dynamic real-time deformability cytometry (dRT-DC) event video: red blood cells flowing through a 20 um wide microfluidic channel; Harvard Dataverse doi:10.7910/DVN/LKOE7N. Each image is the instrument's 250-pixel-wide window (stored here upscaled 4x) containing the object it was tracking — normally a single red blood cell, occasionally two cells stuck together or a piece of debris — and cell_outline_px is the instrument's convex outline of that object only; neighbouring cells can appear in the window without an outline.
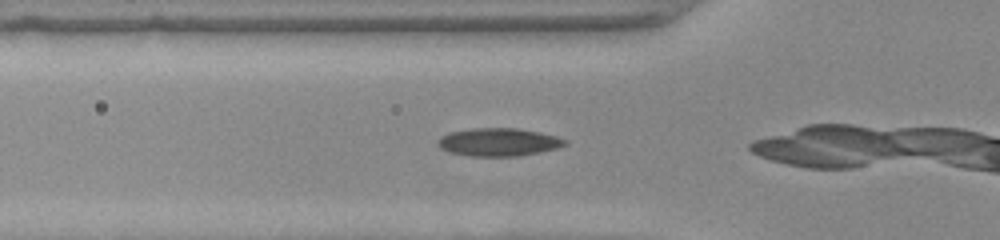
{"species": "common noctule bat (a hibernating species)", "species_latin": "Nyctalus noctula", "temperature_condition": "warm", "stored_images_in_passage": 7, "camera_frame_rate_fps": 3000, "um_per_image_px": 0.085, "animal": {"sex": "female", "body_mass_g": 22.0, "forearm_length_mm": 56.7}, "frame": {"image": 1, "passage_image": 2, "time_ms": 0.333, "image_size_px": [1000, 240], "cell_outline_px": [[568, 144], [556, 148], [516, 156], [472, 156], [452, 152], [440, 148], [440, 136], [452, 132], [472, 128], [516, 128], [540, 132], [556, 136], [568, 140]], "centroid_in_image_um": [42.42, 12.07], "position_along_channel_um": 83.4, "area_um2": 20.35}}
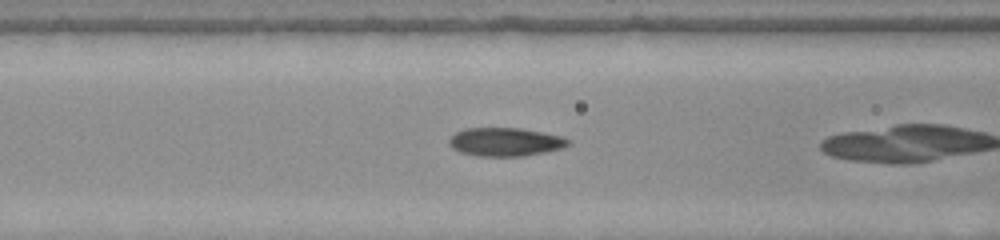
{"frame": {"image": 2, "passage_image": 5, "time_ms": 1.333, "image_size_px": [1000, 240], "cell_outline_px": [[572, 144], [564, 148], [524, 156], [476, 156], [460, 152], [452, 148], [448, 144], [448, 140], [456, 132], [464, 128], [520, 128], [560, 136], [572, 140]], "centroid_in_image_um": [42.96, 12.07], "position_along_channel_um": 123.6, "area_um2": 19.88}}